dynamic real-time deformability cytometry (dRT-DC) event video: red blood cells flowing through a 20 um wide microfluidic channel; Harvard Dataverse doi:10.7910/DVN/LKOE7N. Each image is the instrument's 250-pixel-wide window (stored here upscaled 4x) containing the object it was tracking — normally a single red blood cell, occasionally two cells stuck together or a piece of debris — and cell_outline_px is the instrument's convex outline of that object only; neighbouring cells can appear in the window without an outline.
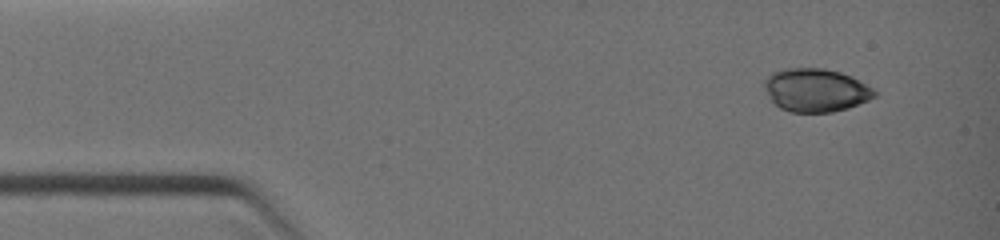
{"species": "common noctule bat (a hibernating species)", "species_latin": "Nyctalus noctula", "temperature_condition": "warm", "stored_images_in_passage": 30, "camera_frame_rate_fps": 3000, "um_per_image_px": 0.085, "animal": {"sex": "female", "body_mass_g": 19.0, "forearm_length_mm": 51.5}, "frame": {"image": 1, "passage_image": 1, "time_ms": 0.0, "image_size_px": [1000, 240], "cell_outline_px": [[876, 96], [868, 100], [848, 108], [832, 112], [792, 112], [780, 108], [772, 100], [764, 88], [764, 80], [772, 72], [784, 68], [824, 68], [840, 72], [852, 76], [872, 88], [876, 92]], "centroid_in_image_um": [69.33, 7.65], "position_along_channel_um": 15.7, "area_um2": 27.69}}
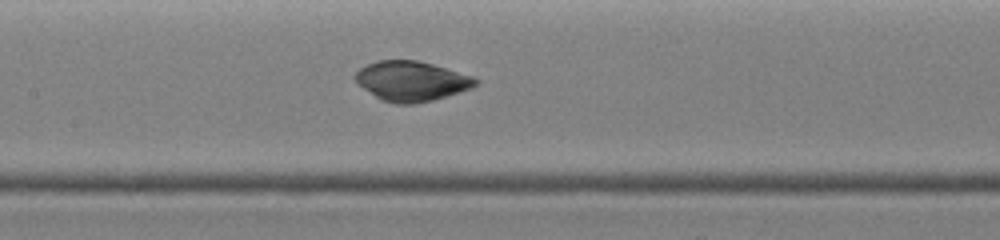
{"frame": {"image": 2, "passage_image": 13, "time_ms": 4.667, "image_size_px": [1000, 240], "cell_outline_px": [[480, 80], [472, 88], [460, 92], [432, 100], [412, 104], [396, 104], [380, 100], [364, 88], [352, 76], [360, 68], [376, 60], [416, 60], [432, 64], [476, 76]], "centroid_in_image_um": [35.0, 6.89], "position_along_channel_um": 172.4, "area_um2": 28.03}}
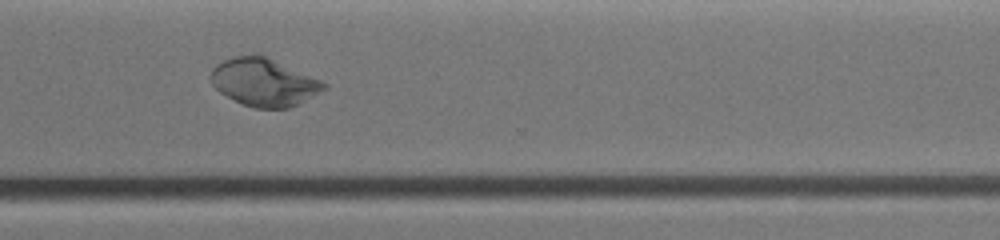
{"frame": {"image": 3, "passage_image": 22, "time_ms": 8.0, "image_size_px": [1000, 240], "cell_outline_px": [[328, 88], [288, 108], [252, 108], [220, 92], [212, 84], [208, 76], [212, 68], [216, 64], [232, 56], [260, 52], [264, 52], [328, 84]], "centroid_in_image_um": [22.42, 6.92], "position_along_channel_um": 348.2, "area_um2": 32.14}}